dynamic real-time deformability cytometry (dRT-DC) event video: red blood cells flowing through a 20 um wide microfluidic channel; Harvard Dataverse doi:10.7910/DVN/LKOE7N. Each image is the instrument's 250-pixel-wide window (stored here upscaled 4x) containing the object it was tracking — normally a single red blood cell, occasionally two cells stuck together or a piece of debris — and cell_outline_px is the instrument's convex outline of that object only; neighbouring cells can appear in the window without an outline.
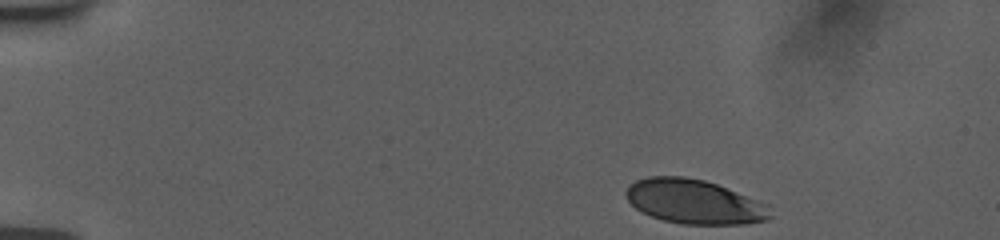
{"species": "human", "species_latin": "Homo sapiens", "temperature_condition": "room temperature", "stored_images_in_passage": 56, "camera_frame_rate_fps": 3000, "um_per_image_px": 0.085, "donor": {"sex": "female"}, "frame": {"image": 1, "passage_image": 1, "time_ms": 0.0, "image_size_px": [1000, 240], "cell_outline_px": [[772, 216], [768, 220], [744, 224], [680, 224], [664, 220], [640, 212], [628, 200], [624, 192], [628, 184], [636, 180], [648, 176], [684, 176], [704, 180], [716, 184], [768, 204]], "centroid_in_image_um": [58.99, 17.14], "position_along_channel_um": 26.0, "area_um2": 37.4}}
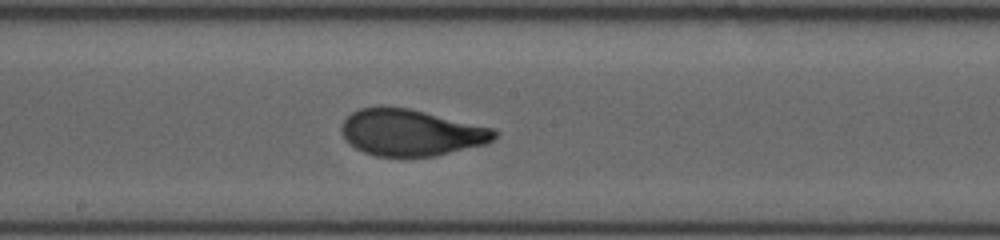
{"frame": {"image": 2, "passage_image": 34, "time_ms": 7.667, "image_size_px": [1000, 240], "cell_outline_px": [[500, 132], [492, 140], [484, 144], [436, 156], [376, 156], [364, 152], [348, 144], [340, 128], [344, 120], [352, 112], [360, 108], [408, 108], [496, 128]], "centroid_in_image_um": [34.97, 11.28], "position_along_channel_um": 213.2, "area_um2": 41.15}}
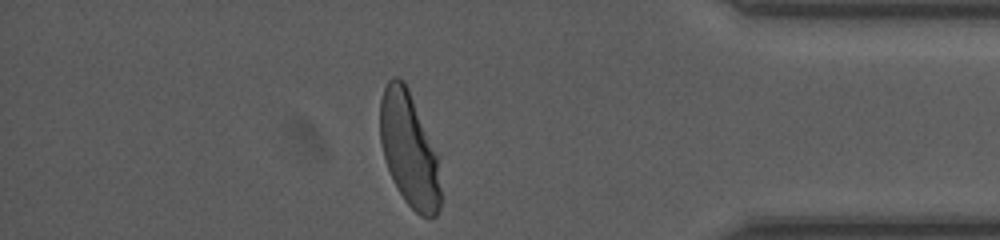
{"frame": {"image": 3, "passage_image": 56, "time_ms": 13.333, "image_size_px": [1000, 240], "cell_outline_px": [[440, 208], [436, 216], [432, 220], [428, 220], [420, 216], [404, 200], [388, 168], [380, 144], [380, 100], [384, 88], [388, 80], [392, 76], [396, 76], [404, 80], [408, 88], [440, 156]], "centroid_in_image_um": [34.81, 12.72], "position_along_channel_um": 400.4, "area_um2": 40.98}, "authors_computed_cell_mechanics": {"area_um2": 41.0091, "velocity_mm_per_s": 3.7491, "shape_relaxation_time_tau1_ms": 3.6423, "shape_relaxation_time_tau2_ms": null, "deformation_change_tau1": 0.1627, "deformation_change_tau2": null}}